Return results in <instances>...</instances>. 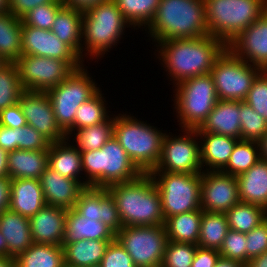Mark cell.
I'll use <instances>...</instances> for the list:
<instances>
[{"instance_id":"obj_1","label":"cell","mask_w":267,"mask_h":267,"mask_svg":"<svg viewBox=\"0 0 267 267\" xmlns=\"http://www.w3.org/2000/svg\"><path fill=\"white\" fill-rule=\"evenodd\" d=\"M159 58L175 84L191 77L209 74L228 45L207 35L198 38L172 39L158 43Z\"/></svg>"},{"instance_id":"obj_2","label":"cell","mask_w":267,"mask_h":267,"mask_svg":"<svg viewBox=\"0 0 267 267\" xmlns=\"http://www.w3.org/2000/svg\"><path fill=\"white\" fill-rule=\"evenodd\" d=\"M107 188L115 199L122 226L165 224L160 195L149 173Z\"/></svg>"},{"instance_id":"obj_3","label":"cell","mask_w":267,"mask_h":267,"mask_svg":"<svg viewBox=\"0 0 267 267\" xmlns=\"http://www.w3.org/2000/svg\"><path fill=\"white\" fill-rule=\"evenodd\" d=\"M146 28L157 43L185 38L205 37L204 0H160L155 16Z\"/></svg>"},{"instance_id":"obj_4","label":"cell","mask_w":267,"mask_h":267,"mask_svg":"<svg viewBox=\"0 0 267 267\" xmlns=\"http://www.w3.org/2000/svg\"><path fill=\"white\" fill-rule=\"evenodd\" d=\"M86 186L108 187L137 179L142 172L128 157L125 149L112 136L102 148L81 152Z\"/></svg>"},{"instance_id":"obj_5","label":"cell","mask_w":267,"mask_h":267,"mask_svg":"<svg viewBox=\"0 0 267 267\" xmlns=\"http://www.w3.org/2000/svg\"><path fill=\"white\" fill-rule=\"evenodd\" d=\"M120 115L114 117L113 136L137 168L149 173L160 159L165 133L134 116Z\"/></svg>"},{"instance_id":"obj_6","label":"cell","mask_w":267,"mask_h":267,"mask_svg":"<svg viewBox=\"0 0 267 267\" xmlns=\"http://www.w3.org/2000/svg\"><path fill=\"white\" fill-rule=\"evenodd\" d=\"M208 34L229 45L267 11V0H204Z\"/></svg>"},{"instance_id":"obj_7","label":"cell","mask_w":267,"mask_h":267,"mask_svg":"<svg viewBox=\"0 0 267 267\" xmlns=\"http://www.w3.org/2000/svg\"><path fill=\"white\" fill-rule=\"evenodd\" d=\"M128 24L114 0H106L83 11L82 38L87 54L92 58L105 54L118 43Z\"/></svg>"},{"instance_id":"obj_8","label":"cell","mask_w":267,"mask_h":267,"mask_svg":"<svg viewBox=\"0 0 267 267\" xmlns=\"http://www.w3.org/2000/svg\"><path fill=\"white\" fill-rule=\"evenodd\" d=\"M176 85L175 108L184 129H198L218 101L212 75L187 78Z\"/></svg>"},{"instance_id":"obj_9","label":"cell","mask_w":267,"mask_h":267,"mask_svg":"<svg viewBox=\"0 0 267 267\" xmlns=\"http://www.w3.org/2000/svg\"><path fill=\"white\" fill-rule=\"evenodd\" d=\"M149 175L159 192L165 220L181 213L202 210L201 173L149 172Z\"/></svg>"},{"instance_id":"obj_10","label":"cell","mask_w":267,"mask_h":267,"mask_svg":"<svg viewBox=\"0 0 267 267\" xmlns=\"http://www.w3.org/2000/svg\"><path fill=\"white\" fill-rule=\"evenodd\" d=\"M262 70L238 57L229 47L218 57L210 74L218 100L244 101Z\"/></svg>"},{"instance_id":"obj_11","label":"cell","mask_w":267,"mask_h":267,"mask_svg":"<svg viewBox=\"0 0 267 267\" xmlns=\"http://www.w3.org/2000/svg\"><path fill=\"white\" fill-rule=\"evenodd\" d=\"M83 67L74 70L64 81L46 91L56 121L64 132L74 124L77 108L99 91Z\"/></svg>"},{"instance_id":"obj_12","label":"cell","mask_w":267,"mask_h":267,"mask_svg":"<svg viewBox=\"0 0 267 267\" xmlns=\"http://www.w3.org/2000/svg\"><path fill=\"white\" fill-rule=\"evenodd\" d=\"M115 238L131 256L137 267L163 261L168 243L165 225L123 226Z\"/></svg>"},{"instance_id":"obj_13","label":"cell","mask_w":267,"mask_h":267,"mask_svg":"<svg viewBox=\"0 0 267 267\" xmlns=\"http://www.w3.org/2000/svg\"><path fill=\"white\" fill-rule=\"evenodd\" d=\"M184 132L183 136L173 138L165 134L160 159L150 172L201 173V151L196 141L198 132L194 129Z\"/></svg>"},{"instance_id":"obj_14","label":"cell","mask_w":267,"mask_h":267,"mask_svg":"<svg viewBox=\"0 0 267 267\" xmlns=\"http://www.w3.org/2000/svg\"><path fill=\"white\" fill-rule=\"evenodd\" d=\"M15 64L23 89L29 91H47L74 71L66 61L34 55H21Z\"/></svg>"},{"instance_id":"obj_15","label":"cell","mask_w":267,"mask_h":267,"mask_svg":"<svg viewBox=\"0 0 267 267\" xmlns=\"http://www.w3.org/2000/svg\"><path fill=\"white\" fill-rule=\"evenodd\" d=\"M22 55L53 58L66 61L74 70L83 66L82 60L67 44L61 42L51 30L22 25Z\"/></svg>"},{"instance_id":"obj_16","label":"cell","mask_w":267,"mask_h":267,"mask_svg":"<svg viewBox=\"0 0 267 267\" xmlns=\"http://www.w3.org/2000/svg\"><path fill=\"white\" fill-rule=\"evenodd\" d=\"M19 104L28 125L34 127L51 143L67 139L66 133L58 125L52 103L46 91L24 90Z\"/></svg>"},{"instance_id":"obj_17","label":"cell","mask_w":267,"mask_h":267,"mask_svg":"<svg viewBox=\"0 0 267 267\" xmlns=\"http://www.w3.org/2000/svg\"><path fill=\"white\" fill-rule=\"evenodd\" d=\"M200 197L203 211L226 213L240 202L236 176L203 170Z\"/></svg>"},{"instance_id":"obj_18","label":"cell","mask_w":267,"mask_h":267,"mask_svg":"<svg viewBox=\"0 0 267 267\" xmlns=\"http://www.w3.org/2000/svg\"><path fill=\"white\" fill-rule=\"evenodd\" d=\"M74 209L84 218H97L115 234L123 227L115 199L107 187H84Z\"/></svg>"},{"instance_id":"obj_19","label":"cell","mask_w":267,"mask_h":267,"mask_svg":"<svg viewBox=\"0 0 267 267\" xmlns=\"http://www.w3.org/2000/svg\"><path fill=\"white\" fill-rule=\"evenodd\" d=\"M228 47L242 60L267 71V11L242 31Z\"/></svg>"},{"instance_id":"obj_20","label":"cell","mask_w":267,"mask_h":267,"mask_svg":"<svg viewBox=\"0 0 267 267\" xmlns=\"http://www.w3.org/2000/svg\"><path fill=\"white\" fill-rule=\"evenodd\" d=\"M67 209L52 205L43 206L30 220L35 244L63 245Z\"/></svg>"},{"instance_id":"obj_21","label":"cell","mask_w":267,"mask_h":267,"mask_svg":"<svg viewBox=\"0 0 267 267\" xmlns=\"http://www.w3.org/2000/svg\"><path fill=\"white\" fill-rule=\"evenodd\" d=\"M39 180L46 204L67 210L74 208L79 193L86 187V181L63 177L49 167L41 174Z\"/></svg>"},{"instance_id":"obj_22","label":"cell","mask_w":267,"mask_h":267,"mask_svg":"<svg viewBox=\"0 0 267 267\" xmlns=\"http://www.w3.org/2000/svg\"><path fill=\"white\" fill-rule=\"evenodd\" d=\"M0 233L5 239L6 256L9 257L15 258L34 243L29 218L9 208L0 213Z\"/></svg>"},{"instance_id":"obj_23","label":"cell","mask_w":267,"mask_h":267,"mask_svg":"<svg viewBox=\"0 0 267 267\" xmlns=\"http://www.w3.org/2000/svg\"><path fill=\"white\" fill-rule=\"evenodd\" d=\"M45 205L39 179H10V210L30 219Z\"/></svg>"},{"instance_id":"obj_24","label":"cell","mask_w":267,"mask_h":267,"mask_svg":"<svg viewBox=\"0 0 267 267\" xmlns=\"http://www.w3.org/2000/svg\"><path fill=\"white\" fill-rule=\"evenodd\" d=\"M197 132H211L240 140L239 101L218 100Z\"/></svg>"},{"instance_id":"obj_25","label":"cell","mask_w":267,"mask_h":267,"mask_svg":"<svg viewBox=\"0 0 267 267\" xmlns=\"http://www.w3.org/2000/svg\"><path fill=\"white\" fill-rule=\"evenodd\" d=\"M236 178L240 201L256 204L267 210V160L260 159Z\"/></svg>"},{"instance_id":"obj_26","label":"cell","mask_w":267,"mask_h":267,"mask_svg":"<svg viewBox=\"0 0 267 267\" xmlns=\"http://www.w3.org/2000/svg\"><path fill=\"white\" fill-rule=\"evenodd\" d=\"M116 234L97 218H84L74 208L67 211L63 242L87 240H114Z\"/></svg>"},{"instance_id":"obj_27","label":"cell","mask_w":267,"mask_h":267,"mask_svg":"<svg viewBox=\"0 0 267 267\" xmlns=\"http://www.w3.org/2000/svg\"><path fill=\"white\" fill-rule=\"evenodd\" d=\"M198 137L203 138L200 143L202 167L209 166L207 171H221L228 163L231 153L239 139L215 134L211 132H198ZM205 164V165H204Z\"/></svg>"},{"instance_id":"obj_28","label":"cell","mask_w":267,"mask_h":267,"mask_svg":"<svg viewBox=\"0 0 267 267\" xmlns=\"http://www.w3.org/2000/svg\"><path fill=\"white\" fill-rule=\"evenodd\" d=\"M49 149L14 150L8 153V174L10 179H40L48 167Z\"/></svg>"},{"instance_id":"obj_29","label":"cell","mask_w":267,"mask_h":267,"mask_svg":"<svg viewBox=\"0 0 267 267\" xmlns=\"http://www.w3.org/2000/svg\"><path fill=\"white\" fill-rule=\"evenodd\" d=\"M83 11L64 6L56 15L51 28L61 42L67 44L81 59ZM81 42V43H80ZM82 50V51H81Z\"/></svg>"},{"instance_id":"obj_30","label":"cell","mask_w":267,"mask_h":267,"mask_svg":"<svg viewBox=\"0 0 267 267\" xmlns=\"http://www.w3.org/2000/svg\"><path fill=\"white\" fill-rule=\"evenodd\" d=\"M113 240H87L63 242L64 263L75 267L101 264L109 243Z\"/></svg>"},{"instance_id":"obj_31","label":"cell","mask_w":267,"mask_h":267,"mask_svg":"<svg viewBox=\"0 0 267 267\" xmlns=\"http://www.w3.org/2000/svg\"><path fill=\"white\" fill-rule=\"evenodd\" d=\"M65 139L51 143L48 152V167L61 176L80 181L82 170L81 152Z\"/></svg>"},{"instance_id":"obj_32","label":"cell","mask_w":267,"mask_h":267,"mask_svg":"<svg viewBox=\"0 0 267 267\" xmlns=\"http://www.w3.org/2000/svg\"><path fill=\"white\" fill-rule=\"evenodd\" d=\"M22 21L8 10L0 13V56L15 63L22 55Z\"/></svg>"},{"instance_id":"obj_33","label":"cell","mask_w":267,"mask_h":267,"mask_svg":"<svg viewBox=\"0 0 267 267\" xmlns=\"http://www.w3.org/2000/svg\"><path fill=\"white\" fill-rule=\"evenodd\" d=\"M202 210L181 213L165 220L169 241L198 244Z\"/></svg>"},{"instance_id":"obj_34","label":"cell","mask_w":267,"mask_h":267,"mask_svg":"<svg viewBox=\"0 0 267 267\" xmlns=\"http://www.w3.org/2000/svg\"><path fill=\"white\" fill-rule=\"evenodd\" d=\"M14 259L16 267H63V246L33 243Z\"/></svg>"},{"instance_id":"obj_35","label":"cell","mask_w":267,"mask_h":267,"mask_svg":"<svg viewBox=\"0 0 267 267\" xmlns=\"http://www.w3.org/2000/svg\"><path fill=\"white\" fill-rule=\"evenodd\" d=\"M229 230L225 213L206 212L202 210L198 246L219 250Z\"/></svg>"},{"instance_id":"obj_36","label":"cell","mask_w":267,"mask_h":267,"mask_svg":"<svg viewBox=\"0 0 267 267\" xmlns=\"http://www.w3.org/2000/svg\"><path fill=\"white\" fill-rule=\"evenodd\" d=\"M229 229L248 233L267 219V210L256 204L239 202L226 213Z\"/></svg>"},{"instance_id":"obj_37","label":"cell","mask_w":267,"mask_h":267,"mask_svg":"<svg viewBox=\"0 0 267 267\" xmlns=\"http://www.w3.org/2000/svg\"><path fill=\"white\" fill-rule=\"evenodd\" d=\"M101 91L99 90L94 96L83 102L76 110L74 124L65 132L67 139L75 129H82L105 122L109 115H107V107H105V100L103 101Z\"/></svg>"},{"instance_id":"obj_38","label":"cell","mask_w":267,"mask_h":267,"mask_svg":"<svg viewBox=\"0 0 267 267\" xmlns=\"http://www.w3.org/2000/svg\"><path fill=\"white\" fill-rule=\"evenodd\" d=\"M261 159L258 141L238 140L227 165L221 172L238 176Z\"/></svg>"},{"instance_id":"obj_39","label":"cell","mask_w":267,"mask_h":267,"mask_svg":"<svg viewBox=\"0 0 267 267\" xmlns=\"http://www.w3.org/2000/svg\"><path fill=\"white\" fill-rule=\"evenodd\" d=\"M123 17L133 27L148 26L155 16L160 0H114Z\"/></svg>"},{"instance_id":"obj_40","label":"cell","mask_w":267,"mask_h":267,"mask_svg":"<svg viewBox=\"0 0 267 267\" xmlns=\"http://www.w3.org/2000/svg\"><path fill=\"white\" fill-rule=\"evenodd\" d=\"M114 117L105 122L77 129L76 140L80 152L98 150L113 136Z\"/></svg>"},{"instance_id":"obj_41","label":"cell","mask_w":267,"mask_h":267,"mask_svg":"<svg viewBox=\"0 0 267 267\" xmlns=\"http://www.w3.org/2000/svg\"><path fill=\"white\" fill-rule=\"evenodd\" d=\"M24 91L15 63H6L0 68V112L19 102Z\"/></svg>"},{"instance_id":"obj_42","label":"cell","mask_w":267,"mask_h":267,"mask_svg":"<svg viewBox=\"0 0 267 267\" xmlns=\"http://www.w3.org/2000/svg\"><path fill=\"white\" fill-rule=\"evenodd\" d=\"M240 140L259 141L267 132V121L245 101H239Z\"/></svg>"},{"instance_id":"obj_43","label":"cell","mask_w":267,"mask_h":267,"mask_svg":"<svg viewBox=\"0 0 267 267\" xmlns=\"http://www.w3.org/2000/svg\"><path fill=\"white\" fill-rule=\"evenodd\" d=\"M63 2H51L33 8L21 18L22 24L51 30L57 13L64 7Z\"/></svg>"},{"instance_id":"obj_44","label":"cell","mask_w":267,"mask_h":267,"mask_svg":"<svg viewBox=\"0 0 267 267\" xmlns=\"http://www.w3.org/2000/svg\"><path fill=\"white\" fill-rule=\"evenodd\" d=\"M198 245L168 241L163 257L165 267H191Z\"/></svg>"},{"instance_id":"obj_45","label":"cell","mask_w":267,"mask_h":267,"mask_svg":"<svg viewBox=\"0 0 267 267\" xmlns=\"http://www.w3.org/2000/svg\"><path fill=\"white\" fill-rule=\"evenodd\" d=\"M220 256L247 264L246 233L229 229L219 249Z\"/></svg>"},{"instance_id":"obj_46","label":"cell","mask_w":267,"mask_h":267,"mask_svg":"<svg viewBox=\"0 0 267 267\" xmlns=\"http://www.w3.org/2000/svg\"><path fill=\"white\" fill-rule=\"evenodd\" d=\"M244 101L267 121V71L257 75Z\"/></svg>"},{"instance_id":"obj_47","label":"cell","mask_w":267,"mask_h":267,"mask_svg":"<svg viewBox=\"0 0 267 267\" xmlns=\"http://www.w3.org/2000/svg\"><path fill=\"white\" fill-rule=\"evenodd\" d=\"M17 146L22 150L49 149L51 142L34 127L26 124L16 128Z\"/></svg>"},{"instance_id":"obj_48","label":"cell","mask_w":267,"mask_h":267,"mask_svg":"<svg viewBox=\"0 0 267 267\" xmlns=\"http://www.w3.org/2000/svg\"><path fill=\"white\" fill-rule=\"evenodd\" d=\"M100 265L102 267H137L116 238L109 243Z\"/></svg>"},{"instance_id":"obj_49","label":"cell","mask_w":267,"mask_h":267,"mask_svg":"<svg viewBox=\"0 0 267 267\" xmlns=\"http://www.w3.org/2000/svg\"><path fill=\"white\" fill-rule=\"evenodd\" d=\"M247 262L267 251V219L246 233Z\"/></svg>"},{"instance_id":"obj_50","label":"cell","mask_w":267,"mask_h":267,"mask_svg":"<svg viewBox=\"0 0 267 267\" xmlns=\"http://www.w3.org/2000/svg\"><path fill=\"white\" fill-rule=\"evenodd\" d=\"M27 124L19 102L0 112V125L8 128H21Z\"/></svg>"},{"instance_id":"obj_51","label":"cell","mask_w":267,"mask_h":267,"mask_svg":"<svg viewBox=\"0 0 267 267\" xmlns=\"http://www.w3.org/2000/svg\"><path fill=\"white\" fill-rule=\"evenodd\" d=\"M51 2H62V0H7V10L21 19L33 8Z\"/></svg>"},{"instance_id":"obj_52","label":"cell","mask_w":267,"mask_h":267,"mask_svg":"<svg viewBox=\"0 0 267 267\" xmlns=\"http://www.w3.org/2000/svg\"><path fill=\"white\" fill-rule=\"evenodd\" d=\"M219 257V250L198 246L191 267H214Z\"/></svg>"},{"instance_id":"obj_53","label":"cell","mask_w":267,"mask_h":267,"mask_svg":"<svg viewBox=\"0 0 267 267\" xmlns=\"http://www.w3.org/2000/svg\"><path fill=\"white\" fill-rule=\"evenodd\" d=\"M0 148L9 152L18 150L16 128L0 125Z\"/></svg>"},{"instance_id":"obj_54","label":"cell","mask_w":267,"mask_h":267,"mask_svg":"<svg viewBox=\"0 0 267 267\" xmlns=\"http://www.w3.org/2000/svg\"><path fill=\"white\" fill-rule=\"evenodd\" d=\"M10 178H0V213L9 208Z\"/></svg>"},{"instance_id":"obj_55","label":"cell","mask_w":267,"mask_h":267,"mask_svg":"<svg viewBox=\"0 0 267 267\" xmlns=\"http://www.w3.org/2000/svg\"><path fill=\"white\" fill-rule=\"evenodd\" d=\"M106 0H62L65 6L85 11L86 9L97 5Z\"/></svg>"},{"instance_id":"obj_56","label":"cell","mask_w":267,"mask_h":267,"mask_svg":"<svg viewBox=\"0 0 267 267\" xmlns=\"http://www.w3.org/2000/svg\"><path fill=\"white\" fill-rule=\"evenodd\" d=\"M7 159L8 152L0 148V178H9Z\"/></svg>"},{"instance_id":"obj_57","label":"cell","mask_w":267,"mask_h":267,"mask_svg":"<svg viewBox=\"0 0 267 267\" xmlns=\"http://www.w3.org/2000/svg\"><path fill=\"white\" fill-rule=\"evenodd\" d=\"M245 267H267V251L250 259Z\"/></svg>"},{"instance_id":"obj_58","label":"cell","mask_w":267,"mask_h":267,"mask_svg":"<svg viewBox=\"0 0 267 267\" xmlns=\"http://www.w3.org/2000/svg\"><path fill=\"white\" fill-rule=\"evenodd\" d=\"M214 267H245V264H243L240 261H236V260H232V259L220 256L218 260L216 261Z\"/></svg>"},{"instance_id":"obj_59","label":"cell","mask_w":267,"mask_h":267,"mask_svg":"<svg viewBox=\"0 0 267 267\" xmlns=\"http://www.w3.org/2000/svg\"><path fill=\"white\" fill-rule=\"evenodd\" d=\"M260 156L262 160H267V132L264 136L258 141Z\"/></svg>"},{"instance_id":"obj_60","label":"cell","mask_w":267,"mask_h":267,"mask_svg":"<svg viewBox=\"0 0 267 267\" xmlns=\"http://www.w3.org/2000/svg\"><path fill=\"white\" fill-rule=\"evenodd\" d=\"M0 267H16L15 259L9 256H0Z\"/></svg>"},{"instance_id":"obj_61","label":"cell","mask_w":267,"mask_h":267,"mask_svg":"<svg viewBox=\"0 0 267 267\" xmlns=\"http://www.w3.org/2000/svg\"><path fill=\"white\" fill-rule=\"evenodd\" d=\"M6 250H7V246L5 243V239L0 233V256H6Z\"/></svg>"},{"instance_id":"obj_62","label":"cell","mask_w":267,"mask_h":267,"mask_svg":"<svg viewBox=\"0 0 267 267\" xmlns=\"http://www.w3.org/2000/svg\"><path fill=\"white\" fill-rule=\"evenodd\" d=\"M7 11V0H0V13Z\"/></svg>"},{"instance_id":"obj_63","label":"cell","mask_w":267,"mask_h":267,"mask_svg":"<svg viewBox=\"0 0 267 267\" xmlns=\"http://www.w3.org/2000/svg\"><path fill=\"white\" fill-rule=\"evenodd\" d=\"M146 267H165V265L163 262H160V263L152 264Z\"/></svg>"},{"instance_id":"obj_64","label":"cell","mask_w":267,"mask_h":267,"mask_svg":"<svg viewBox=\"0 0 267 267\" xmlns=\"http://www.w3.org/2000/svg\"><path fill=\"white\" fill-rule=\"evenodd\" d=\"M7 62L0 56V68L4 66Z\"/></svg>"},{"instance_id":"obj_65","label":"cell","mask_w":267,"mask_h":267,"mask_svg":"<svg viewBox=\"0 0 267 267\" xmlns=\"http://www.w3.org/2000/svg\"><path fill=\"white\" fill-rule=\"evenodd\" d=\"M63 267H75V266H71V265L64 263Z\"/></svg>"},{"instance_id":"obj_66","label":"cell","mask_w":267,"mask_h":267,"mask_svg":"<svg viewBox=\"0 0 267 267\" xmlns=\"http://www.w3.org/2000/svg\"><path fill=\"white\" fill-rule=\"evenodd\" d=\"M89 267H102V266L99 264V265H92V266H89Z\"/></svg>"}]
</instances>
